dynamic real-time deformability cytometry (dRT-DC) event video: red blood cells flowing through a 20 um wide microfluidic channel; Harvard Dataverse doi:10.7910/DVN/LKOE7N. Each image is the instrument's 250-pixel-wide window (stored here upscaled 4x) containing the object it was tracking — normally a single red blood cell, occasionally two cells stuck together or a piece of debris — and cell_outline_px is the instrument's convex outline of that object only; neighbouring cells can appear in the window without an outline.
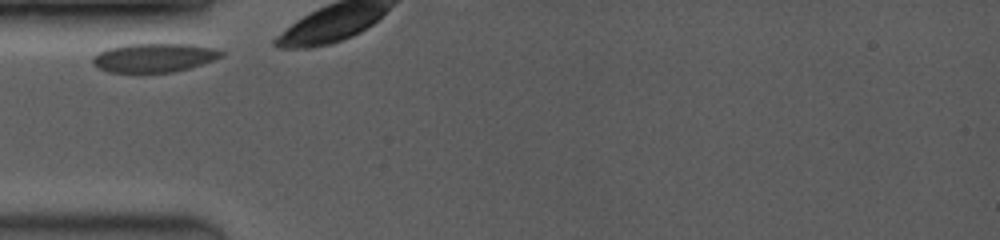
{"species": "common noctule bat (a hibernating species)", "species_latin": "Nyctalus noctula", "temperature_condition": "room temperature", "stored_images_in_passage": 13, "camera_frame_rate_fps": 3500, "um_per_image_px": 0.085, "animal": {"sex": "female", "body_mass_g": 19.0, "forearm_length_mm": 53.3}, "frame": {"image": 1, "passage_image": 1, "time_ms": 0.0, "image_size_px": [1000, 240], "cell_outline_px": [[224, 56], [188, 68], [172, 72], [140, 76], [108, 72], [92, 64], [92, 56], [108, 48], [128, 44], [192, 44], [212, 48], [224, 52]], "centroid_in_image_um": [13.02, 4.95], "position_along_channel_um": 72.0, "area_um2": 22.31}}